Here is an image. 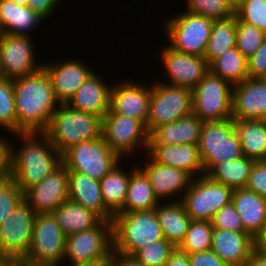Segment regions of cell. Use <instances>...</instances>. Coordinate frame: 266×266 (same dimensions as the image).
<instances>
[{
    "label": "cell",
    "mask_w": 266,
    "mask_h": 266,
    "mask_svg": "<svg viewBox=\"0 0 266 266\" xmlns=\"http://www.w3.org/2000/svg\"><path fill=\"white\" fill-rule=\"evenodd\" d=\"M62 0H27V5L44 20L49 19Z\"/></svg>",
    "instance_id": "cell-49"
},
{
    "label": "cell",
    "mask_w": 266,
    "mask_h": 266,
    "mask_svg": "<svg viewBox=\"0 0 266 266\" xmlns=\"http://www.w3.org/2000/svg\"><path fill=\"white\" fill-rule=\"evenodd\" d=\"M9 266H23L21 262H12Z\"/></svg>",
    "instance_id": "cell-57"
},
{
    "label": "cell",
    "mask_w": 266,
    "mask_h": 266,
    "mask_svg": "<svg viewBox=\"0 0 266 266\" xmlns=\"http://www.w3.org/2000/svg\"><path fill=\"white\" fill-rule=\"evenodd\" d=\"M245 266H266V253L255 249L251 253L250 258L246 262Z\"/></svg>",
    "instance_id": "cell-52"
},
{
    "label": "cell",
    "mask_w": 266,
    "mask_h": 266,
    "mask_svg": "<svg viewBox=\"0 0 266 266\" xmlns=\"http://www.w3.org/2000/svg\"><path fill=\"white\" fill-rule=\"evenodd\" d=\"M248 78H266V38L259 49L247 59Z\"/></svg>",
    "instance_id": "cell-46"
},
{
    "label": "cell",
    "mask_w": 266,
    "mask_h": 266,
    "mask_svg": "<svg viewBox=\"0 0 266 266\" xmlns=\"http://www.w3.org/2000/svg\"><path fill=\"white\" fill-rule=\"evenodd\" d=\"M244 228V232L256 240L266 224V198L245 188L235 189L232 199Z\"/></svg>",
    "instance_id": "cell-25"
},
{
    "label": "cell",
    "mask_w": 266,
    "mask_h": 266,
    "mask_svg": "<svg viewBox=\"0 0 266 266\" xmlns=\"http://www.w3.org/2000/svg\"><path fill=\"white\" fill-rule=\"evenodd\" d=\"M264 124H266V110H265V112H264V114H263V116L261 117V119H260Z\"/></svg>",
    "instance_id": "cell-58"
},
{
    "label": "cell",
    "mask_w": 266,
    "mask_h": 266,
    "mask_svg": "<svg viewBox=\"0 0 266 266\" xmlns=\"http://www.w3.org/2000/svg\"><path fill=\"white\" fill-rule=\"evenodd\" d=\"M146 154L154 162L184 170L193 178L204 175L198 145L148 143Z\"/></svg>",
    "instance_id": "cell-22"
},
{
    "label": "cell",
    "mask_w": 266,
    "mask_h": 266,
    "mask_svg": "<svg viewBox=\"0 0 266 266\" xmlns=\"http://www.w3.org/2000/svg\"><path fill=\"white\" fill-rule=\"evenodd\" d=\"M184 10L205 16L213 21L225 20L234 16V10L226 0H185Z\"/></svg>",
    "instance_id": "cell-40"
},
{
    "label": "cell",
    "mask_w": 266,
    "mask_h": 266,
    "mask_svg": "<svg viewBox=\"0 0 266 266\" xmlns=\"http://www.w3.org/2000/svg\"><path fill=\"white\" fill-rule=\"evenodd\" d=\"M66 60V61H65ZM60 62H44L55 96L60 103H67L84 81L96 70L81 59H66Z\"/></svg>",
    "instance_id": "cell-20"
},
{
    "label": "cell",
    "mask_w": 266,
    "mask_h": 266,
    "mask_svg": "<svg viewBox=\"0 0 266 266\" xmlns=\"http://www.w3.org/2000/svg\"><path fill=\"white\" fill-rule=\"evenodd\" d=\"M151 85V86H150ZM152 84L146 85L130 78L111 84L109 111L147 123Z\"/></svg>",
    "instance_id": "cell-18"
},
{
    "label": "cell",
    "mask_w": 266,
    "mask_h": 266,
    "mask_svg": "<svg viewBox=\"0 0 266 266\" xmlns=\"http://www.w3.org/2000/svg\"><path fill=\"white\" fill-rule=\"evenodd\" d=\"M243 156L255 161L266 160V124L261 120H234Z\"/></svg>",
    "instance_id": "cell-32"
},
{
    "label": "cell",
    "mask_w": 266,
    "mask_h": 266,
    "mask_svg": "<svg viewBox=\"0 0 266 266\" xmlns=\"http://www.w3.org/2000/svg\"><path fill=\"white\" fill-rule=\"evenodd\" d=\"M11 1L15 2L16 4L27 5V0H11Z\"/></svg>",
    "instance_id": "cell-56"
},
{
    "label": "cell",
    "mask_w": 266,
    "mask_h": 266,
    "mask_svg": "<svg viewBox=\"0 0 266 266\" xmlns=\"http://www.w3.org/2000/svg\"><path fill=\"white\" fill-rule=\"evenodd\" d=\"M119 162L113 169L100 181L102 199L105 208L114 216L123 207L126 197L128 184L130 181V171L123 169Z\"/></svg>",
    "instance_id": "cell-33"
},
{
    "label": "cell",
    "mask_w": 266,
    "mask_h": 266,
    "mask_svg": "<svg viewBox=\"0 0 266 266\" xmlns=\"http://www.w3.org/2000/svg\"><path fill=\"white\" fill-rule=\"evenodd\" d=\"M32 38V35L9 34L0 38V76L13 80L36 73L43 67V61L37 63Z\"/></svg>",
    "instance_id": "cell-15"
},
{
    "label": "cell",
    "mask_w": 266,
    "mask_h": 266,
    "mask_svg": "<svg viewBox=\"0 0 266 266\" xmlns=\"http://www.w3.org/2000/svg\"><path fill=\"white\" fill-rule=\"evenodd\" d=\"M101 136L121 159H129L131 156L134 158L141 150L144 154L147 152L149 133L139 119L118 113H106L102 118Z\"/></svg>",
    "instance_id": "cell-9"
},
{
    "label": "cell",
    "mask_w": 266,
    "mask_h": 266,
    "mask_svg": "<svg viewBox=\"0 0 266 266\" xmlns=\"http://www.w3.org/2000/svg\"><path fill=\"white\" fill-rule=\"evenodd\" d=\"M192 113V90L165 84L152 83L146 129L149 135L159 126L174 122Z\"/></svg>",
    "instance_id": "cell-10"
},
{
    "label": "cell",
    "mask_w": 266,
    "mask_h": 266,
    "mask_svg": "<svg viewBox=\"0 0 266 266\" xmlns=\"http://www.w3.org/2000/svg\"><path fill=\"white\" fill-rule=\"evenodd\" d=\"M246 188L266 198V160L255 161Z\"/></svg>",
    "instance_id": "cell-45"
},
{
    "label": "cell",
    "mask_w": 266,
    "mask_h": 266,
    "mask_svg": "<svg viewBox=\"0 0 266 266\" xmlns=\"http://www.w3.org/2000/svg\"><path fill=\"white\" fill-rule=\"evenodd\" d=\"M17 133V116L13 80L0 76V130Z\"/></svg>",
    "instance_id": "cell-38"
},
{
    "label": "cell",
    "mask_w": 266,
    "mask_h": 266,
    "mask_svg": "<svg viewBox=\"0 0 266 266\" xmlns=\"http://www.w3.org/2000/svg\"><path fill=\"white\" fill-rule=\"evenodd\" d=\"M212 234L210 221L192 220L184 240L177 248L187 254L205 252L211 249Z\"/></svg>",
    "instance_id": "cell-37"
},
{
    "label": "cell",
    "mask_w": 266,
    "mask_h": 266,
    "mask_svg": "<svg viewBox=\"0 0 266 266\" xmlns=\"http://www.w3.org/2000/svg\"><path fill=\"white\" fill-rule=\"evenodd\" d=\"M203 121L193 113L157 127L149 135V143L198 145Z\"/></svg>",
    "instance_id": "cell-27"
},
{
    "label": "cell",
    "mask_w": 266,
    "mask_h": 266,
    "mask_svg": "<svg viewBox=\"0 0 266 266\" xmlns=\"http://www.w3.org/2000/svg\"><path fill=\"white\" fill-rule=\"evenodd\" d=\"M233 190L205 175L193 178L181 202L192 220L210 221L232 199Z\"/></svg>",
    "instance_id": "cell-14"
},
{
    "label": "cell",
    "mask_w": 266,
    "mask_h": 266,
    "mask_svg": "<svg viewBox=\"0 0 266 266\" xmlns=\"http://www.w3.org/2000/svg\"><path fill=\"white\" fill-rule=\"evenodd\" d=\"M265 110L266 78H247L233 86V120H260Z\"/></svg>",
    "instance_id": "cell-21"
},
{
    "label": "cell",
    "mask_w": 266,
    "mask_h": 266,
    "mask_svg": "<svg viewBox=\"0 0 266 266\" xmlns=\"http://www.w3.org/2000/svg\"><path fill=\"white\" fill-rule=\"evenodd\" d=\"M12 263V261L0 258V266H9Z\"/></svg>",
    "instance_id": "cell-55"
},
{
    "label": "cell",
    "mask_w": 266,
    "mask_h": 266,
    "mask_svg": "<svg viewBox=\"0 0 266 266\" xmlns=\"http://www.w3.org/2000/svg\"><path fill=\"white\" fill-rule=\"evenodd\" d=\"M13 86L17 133L44 132L60 105L45 69L13 79Z\"/></svg>",
    "instance_id": "cell-1"
},
{
    "label": "cell",
    "mask_w": 266,
    "mask_h": 266,
    "mask_svg": "<svg viewBox=\"0 0 266 266\" xmlns=\"http://www.w3.org/2000/svg\"><path fill=\"white\" fill-rule=\"evenodd\" d=\"M256 240L245 232L213 228L211 250L229 266H245Z\"/></svg>",
    "instance_id": "cell-23"
},
{
    "label": "cell",
    "mask_w": 266,
    "mask_h": 266,
    "mask_svg": "<svg viewBox=\"0 0 266 266\" xmlns=\"http://www.w3.org/2000/svg\"><path fill=\"white\" fill-rule=\"evenodd\" d=\"M266 33L236 18V48L247 59L263 44Z\"/></svg>",
    "instance_id": "cell-39"
},
{
    "label": "cell",
    "mask_w": 266,
    "mask_h": 266,
    "mask_svg": "<svg viewBox=\"0 0 266 266\" xmlns=\"http://www.w3.org/2000/svg\"><path fill=\"white\" fill-rule=\"evenodd\" d=\"M69 199L92 210L102 220H112L113 215L105 208L100 181L79 172H68Z\"/></svg>",
    "instance_id": "cell-26"
},
{
    "label": "cell",
    "mask_w": 266,
    "mask_h": 266,
    "mask_svg": "<svg viewBox=\"0 0 266 266\" xmlns=\"http://www.w3.org/2000/svg\"><path fill=\"white\" fill-rule=\"evenodd\" d=\"M112 251V220H101L89 230L66 236L63 265L65 262L66 266L108 263Z\"/></svg>",
    "instance_id": "cell-5"
},
{
    "label": "cell",
    "mask_w": 266,
    "mask_h": 266,
    "mask_svg": "<svg viewBox=\"0 0 266 266\" xmlns=\"http://www.w3.org/2000/svg\"><path fill=\"white\" fill-rule=\"evenodd\" d=\"M0 22L4 34L30 36L44 19L28 5L16 4L11 0H0ZM31 31V32H30Z\"/></svg>",
    "instance_id": "cell-28"
},
{
    "label": "cell",
    "mask_w": 266,
    "mask_h": 266,
    "mask_svg": "<svg viewBox=\"0 0 266 266\" xmlns=\"http://www.w3.org/2000/svg\"><path fill=\"white\" fill-rule=\"evenodd\" d=\"M123 160L102 136L75 144L62 154V164L69 172H79L99 181Z\"/></svg>",
    "instance_id": "cell-11"
},
{
    "label": "cell",
    "mask_w": 266,
    "mask_h": 266,
    "mask_svg": "<svg viewBox=\"0 0 266 266\" xmlns=\"http://www.w3.org/2000/svg\"><path fill=\"white\" fill-rule=\"evenodd\" d=\"M36 213L23 201L0 224V258L21 262L30 248Z\"/></svg>",
    "instance_id": "cell-13"
},
{
    "label": "cell",
    "mask_w": 266,
    "mask_h": 266,
    "mask_svg": "<svg viewBox=\"0 0 266 266\" xmlns=\"http://www.w3.org/2000/svg\"><path fill=\"white\" fill-rule=\"evenodd\" d=\"M166 83L169 85L193 89L208 73L209 64L203 56L178 52L168 44L159 52ZM166 72V73H165Z\"/></svg>",
    "instance_id": "cell-16"
},
{
    "label": "cell",
    "mask_w": 266,
    "mask_h": 266,
    "mask_svg": "<svg viewBox=\"0 0 266 266\" xmlns=\"http://www.w3.org/2000/svg\"><path fill=\"white\" fill-rule=\"evenodd\" d=\"M24 201V192L9 177L0 181V224Z\"/></svg>",
    "instance_id": "cell-43"
},
{
    "label": "cell",
    "mask_w": 266,
    "mask_h": 266,
    "mask_svg": "<svg viewBox=\"0 0 266 266\" xmlns=\"http://www.w3.org/2000/svg\"><path fill=\"white\" fill-rule=\"evenodd\" d=\"M213 228L244 232L241 218L232 202L221 207L211 220Z\"/></svg>",
    "instance_id": "cell-44"
},
{
    "label": "cell",
    "mask_w": 266,
    "mask_h": 266,
    "mask_svg": "<svg viewBox=\"0 0 266 266\" xmlns=\"http://www.w3.org/2000/svg\"><path fill=\"white\" fill-rule=\"evenodd\" d=\"M102 119L60 103L43 132L62 155L71 146L101 136Z\"/></svg>",
    "instance_id": "cell-3"
},
{
    "label": "cell",
    "mask_w": 266,
    "mask_h": 266,
    "mask_svg": "<svg viewBox=\"0 0 266 266\" xmlns=\"http://www.w3.org/2000/svg\"><path fill=\"white\" fill-rule=\"evenodd\" d=\"M226 2L235 10L242 2V0H226Z\"/></svg>",
    "instance_id": "cell-54"
},
{
    "label": "cell",
    "mask_w": 266,
    "mask_h": 266,
    "mask_svg": "<svg viewBox=\"0 0 266 266\" xmlns=\"http://www.w3.org/2000/svg\"><path fill=\"white\" fill-rule=\"evenodd\" d=\"M239 21L253 25L266 33V0H242L234 10Z\"/></svg>",
    "instance_id": "cell-42"
},
{
    "label": "cell",
    "mask_w": 266,
    "mask_h": 266,
    "mask_svg": "<svg viewBox=\"0 0 266 266\" xmlns=\"http://www.w3.org/2000/svg\"><path fill=\"white\" fill-rule=\"evenodd\" d=\"M160 201L146 174L137 166L130 169L127 197L119 212H137L155 209Z\"/></svg>",
    "instance_id": "cell-30"
},
{
    "label": "cell",
    "mask_w": 266,
    "mask_h": 266,
    "mask_svg": "<svg viewBox=\"0 0 266 266\" xmlns=\"http://www.w3.org/2000/svg\"><path fill=\"white\" fill-rule=\"evenodd\" d=\"M52 214L66 236L89 230L102 220L92 210L70 199L57 207Z\"/></svg>",
    "instance_id": "cell-31"
},
{
    "label": "cell",
    "mask_w": 266,
    "mask_h": 266,
    "mask_svg": "<svg viewBox=\"0 0 266 266\" xmlns=\"http://www.w3.org/2000/svg\"><path fill=\"white\" fill-rule=\"evenodd\" d=\"M68 169L61 164L24 192V201L36 214L53 213L69 199Z\"/></svg>",
    "instance_id": "cell-17"
},
{
    "label": "cell",
    "mask_w": 266,
    "mask_h": 266,
    "mask_svg": "<svg viewBox=\"0 0 266 266\" xmlns=\"http://www.w3.org/2000/svg\"><path fill=\"white\" fill-rule=\"evenodd\" d=\"M113 251L132 256L138 249L164 240L155 209L118 212L112 219Z\"/></svg>",
    "instance_id": "cell-4"
},
{
    "label": "cell",
    "mask_w": 266,
    "mask_h": 266,
    "mask_svg": "<svg viewBox=\"0 0 266 266\" xmlns=\"http://www.w3.org/2000/svg\"><path fill=\"white\" fill-rule=\"evenodd\" d=\"M209 71L234 86L248 78L247 58L230 48L209 64Z\"/></svg>",
    "instance_id": "cell-35"
},
{
    "label": "cell",
    "mask_w": 266,
    "mask_h": 266,
    "mask_svg": "<svg viewBox=\"0 0 266 266\" xmlns=\"http://www.w3.org/2000/svg\"><path fill=\"white\" fill-rule=\"evenodd\" d=\"M82 266H102V264H96V265H82Z\"/></svg>",
    "instance_id": "cell-60"
},
{
    "label": "cell",
    "mask_w": 266,
    "mask_h": 266,
    "mask_svg": "<svg viewBox=\"0 0 266 266\" xmlns=\"http://www.w3.org/2000/svg\"><path fill=\"white\" fill-rule=\"evenodd\" d=\"M66 235L52 213L37 214L26 266H63Z\"/></svg>",
    "instance_id": "cell-8"
},
{
    "label": "cell",
    "mask_w": 266,
    "mask_h": 266,
    "mask_svg": "<svg viewBox=\"0 0 266 266\" xmlns=\"http://www.w3.org/2000/svg\"><path fill=\"white\" fill-rule=\"evenodd\" d=\"M3 137V138H2ZM0 135V181L11 177V142Z\"/></svg>",
    "instance_id": "cell-47"
},
{
    "label": "cell",
    "mask_w": 266,
    "mask_h": 266,
    "mask_svg": "<svg viewBox=\"0 0 266 266\" xmlns=\"http://www.w3.org/2000/svg\"><path fill=\"white\" fill-rule=\"evenodd\" d=\"M10 136L22 141L19 148L17 144L15 147L11 144V177L23 192L62 164V155L43 132L15 133Z\"/></svg>",
    "instance_id": "cell-2"
},
{
    "label": "cell",
    "mask_w": 266,
    "mask_h": 266,
    "mask_svg": "<svg viewBox=\"0 0 266 266\" xmlns=\"http://www.w3.org/2000/svg\"><path fill=\"white\" fill-rule=\"evenodd\" d=\"M155 211L165 239L178 247L184 240L192 221L184 205L181 201L160 202Z\"/></svg>",
    "instance_id": "cell-29"
},
{
    "label": "cell",
    "mask_w": 266,
    "mask_h": 266,
    "mask_svg": "<svg viewBox=\"0 0 266 266\" xmlns=\"http://www.w3.org/2000/svg\"><path fill=\"white\" fill-rule=\"evenodd\" d=\"M191 266H229L213 250L188 254Z\"/></svg>",
    "instance_id": "cell-48"
},
{
    "label": "cell",
    "mask_w": 266,
    "mask_h": 266,
    "mask_svg": "<svg viewBox=\"0 0 266 266\" xmlns=\"http://www.w3.org/2000/svg\"><path fill=\"white\" fill-rule=\"evenodd\" d=\"M256 249L266 253V224L261 235L256 239Z\"/></svg>",
    "instance_id": "cell-53"
},
{
    "label": "cell",
    "mask_w": 266,
    "mask_h": 266,
    "mask_svg": "<svg viewBox=\"0 0 266 266\" xmlns=\"http://www.w3.org/2000/svg\"><path fill=\"white\" fill-rule=\"evenodd\" d=\"M204 175L216 164L235 161L243 156L234 120L204 121L198 143Z\"/></svg>",
    "instance_id": "cell-6"
},
{
    "label": "cell",
    "mask_w": 266,
    "mask_h": 266,
    "mask_svg": "<svg viewBox=\"0 0 266 266\" xmlns=\"http://www.w3.org/2000/svg\"><path fill=\"white\" fill-rule=\"evenodd\" d=\"M95 71L84 81L79 89L68 100L71 108L100 117L109 111L111 85ZM107 83V84H106Z\"/></svg>",
    "instance_id": "cell-24"
},
{
    "label": "cell",
    "mask_w": 266,
    "mask_h": 266,
    "mask_svg": "<svg viewBox=\"0 0 266 266\" xmlns=\"http://www.w3.org/2000/svg\"><path fill=\"white\" fill-rule=\"evenodd\" d=\"M233 86L210 71L192 89V113L204 121L232 119Z\"/></svg>",
    "instance_id": "cell-12"
},
{
    "label": "cell",
    "mask_w": 266,
    "mask_h": 266,
    "mask_svg": "<svg viewBox=\"0 0 266 266\" xmlns=\"http://www.w3.org/2000/svg\"><path fill=\"white\" fill-rule=\"evenodd\" d=\"M168 17L162 22V29L169 46L178 52L204 57L214 21L187 10Z\"/></svg>",
    "instance_id": "cell-7"
},
{
    "label": "cell",
    "mask_w": 266,
    "mask_h": 266,
    "mask_svg": "<svg viewBox=\"0 0 266 266\" xmlns=\"http://www.w3.org/2000/svg\"><path fill=\"white\" fill-rule=\"evenodd\" d=\"M4 35V30L0 22V38Z\"/></svg>",
    "instance_id": "cell-59"
},
{
    "label": "cell",
    "mask_w": 266,
    "mask_h": 266,
    "mask_svg": "<svg viewBox=\"0 0 266 266\" xmlns=\"http://www.w3.org/2000/svg\"><path fill=\"white\" fill-rule=\"evenodd\" d=\"M255 160L242 157L214 165L206 174L209 179L224 184L232 190L245 188Z\"/></svg>",
    "instance_id": "cell-34"
},
{
    "label": "cell",
    "mask_w": 266,
    "mask_h": 266,
    "mask_svg": "<svg viewBox=\"0 0 266 266\" xmlns=\"http://www.w3.org/2000/svg\"><path fill=\"white\" fill-rule=\"evenodd\" d=\"M164 266H191L188 254L179 250L177 247L170 254Z\"/></svg>",
    "instance_id": "cell-51"
},
{
    "label": "cell",
    "mask_w": 266,
    "mask_h": 266,
    "mask_svg": "<svg viewBox=\"0 0 266 266\" xmlns=\"http://www.w3.org/2000/svg\"><path fill=\"white\" fill-rule=\"evenodd\" d=\"M175 248L166 239L158 240L138 249L132 256L145 266H164Z\"/></svg>",
    "instance_id": "cell-41"
},
{
    "label": "cell",
    "mask_w": 266,
    "mask_h": 266,
    "mask_svg": "<svg viewBox=\"0 0 266 266\" xmlns=\"http://www.w3.org/2000/svg\"><path fill=\"white\" fill-rule=\"evenodd\" d=\"M109 263L112 266H145L139 263L133 256L124 255L115 251L111 252Z\"/></svg>",
    "instance_id": "cell-50"
},
{
    "label": "cell",
    "mask_w": 266,
    "mask_h": 266,
    "mask_svg": "<svg viewBox=\"0 0 266 266\" xmlns=\"http://www.w3.org/2000/svg\"><path fill=\"white\" fill-rule=\"evenodd\" d=\"M142 156H145L148 162L145 161L141 165L139 163L137 166L148 177L157 199L160 202H167L172 198L171 202L181 201L193 177L184 170L154 162L146 153Z\"/></svg>",
    "instance_id": "cell-19"
},
{
    "label": "cell",
    "mask_w": 266,
    "mask_h": 266,
    "mask_svg": "<svg viewBox=\"0 0 266 266\" xmlns=\"http://www.w3.org/2000/svg\"><path fill=\"white\" fill-rule=\"evenodd\" d=\"M233 47H236V16L214 21L204 54L208 64Z\"/></svg>",
    "instance_id": "cell-36"
},
{
    "label": "cell",
    "mask_w": 266,
    "mask_h": 266,
    "mask_svg": "<svg viewBox=\"0 0 266 266\" xmlns=\"http://www.w3.org/2000/svg\"><path fill=\"white\" fill-rule=\"evenodd\" d=\"M102 266H112L109 262L102 264Z\"/></svg>",
    "instance_id": "cell-61"
}]
</instances>
